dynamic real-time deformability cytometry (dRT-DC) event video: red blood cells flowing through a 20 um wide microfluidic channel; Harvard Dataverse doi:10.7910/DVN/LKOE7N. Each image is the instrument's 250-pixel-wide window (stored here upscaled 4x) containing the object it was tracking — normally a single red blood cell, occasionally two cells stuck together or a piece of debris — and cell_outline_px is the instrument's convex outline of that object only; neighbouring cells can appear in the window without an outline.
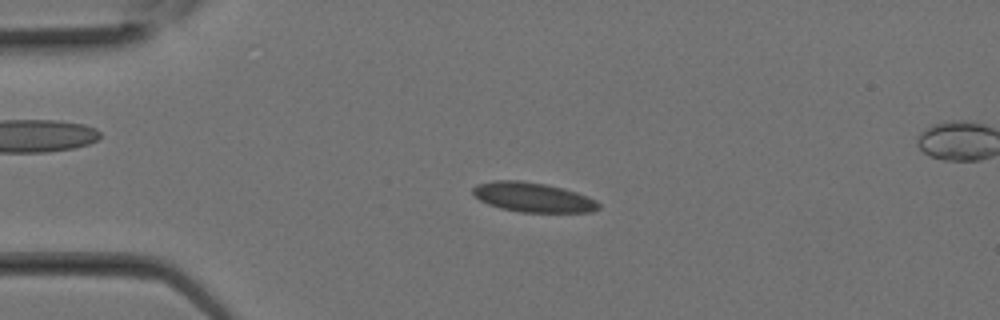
{"species": "Egyptian fruit bat (a non-hibernating species)", "species_latin": "Rousettus aegyptiacus", "temperature_condition": "room temperature", "stored_images_in_passage": 13, "camera_frame_rate_fps": 3000, "um_per_image_px": 0.085, "animal": {"sex": "female"}, "frame": {"image": 1, "passage_image": 6, "time_ms": 1.667, "image_size_px": [1000, 320], "cell_outline_px": [[600, 208], [592, 212], [520, 212], [500, 208], [488, 204], [472, 196], [472, 188], [476, 184], [492, 180], [520, 180], [544, 184], [564, 188], [588, 196], [596, 200], [600, 204]], "centroid_in_image_um": [45.27, 16.76], "position_along_channel_um": 39.7, "area_um2": 21.91}}
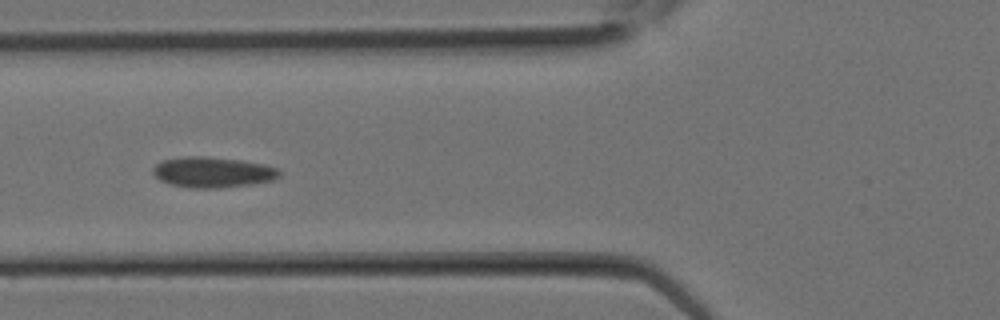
{"frame": {"image": 2, "passage_image": 10, "time_ms": 3.0, "image_size_px": [1000, 320], "cell_outline_px": [[280, 176], [272, 180], [252, 184], [220, 188], [192, 188], [168, 184], [160, 180], [152, 172], [152, 168], [160, 160], [184, 156], [204, 156], [240, 160], [264, 164], [276, 168], [280, 172]], "centroid_in_image_um": [18.04, 14.64], "position_along_channel_um": 107.8, "area_um2": 22.66}}
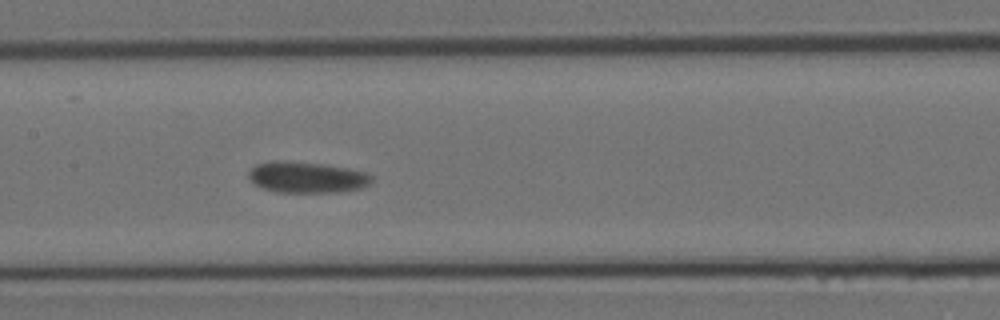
{"frame": {"image": 3, "passage_image": 13, "time_ms": 4.0, "image_size_px": [1000, 320], "cell_outline_px": [[372, 180], [368, 184], [360, 188], [340, 192], [276, 192], [264, 188], [256, 184], [248, 176], [248, 172], [256, 164], [272, 160], [288, 160], [324, 164], [348, 168], [368, 172], [372, 176]], "centroid_in_image_um": [26.09, 15.05], "position_along_channel_um": 181.3, "area_um2": 22.43}}